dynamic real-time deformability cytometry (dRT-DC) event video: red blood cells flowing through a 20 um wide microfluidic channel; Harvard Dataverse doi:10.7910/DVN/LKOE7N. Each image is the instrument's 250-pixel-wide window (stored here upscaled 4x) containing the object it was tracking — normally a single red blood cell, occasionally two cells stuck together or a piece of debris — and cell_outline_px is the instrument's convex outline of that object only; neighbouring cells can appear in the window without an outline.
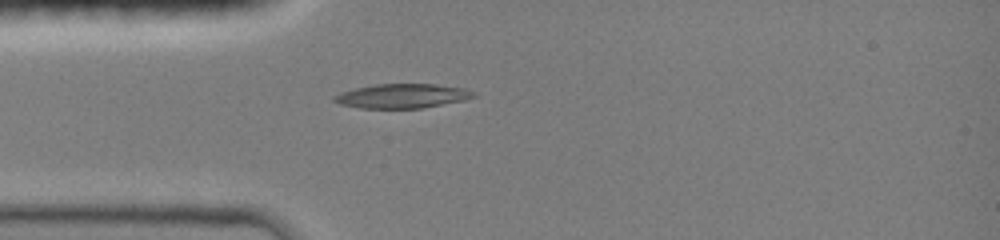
{"species": "common noctule bat (a hibernating species)", "species_latin": "Nyctalus noctula", "temperature_condition": "room temperature", "stored_images_in_passage": 5, "camera_frame_rate_fps": 3000, "um_per_image_px": 0.085, "animal": {"sex": "female", "body_mass_g": 19.0, "forearm_length_mm": 51.5}, "frame": {"image": 1, "passage_image": 5, "time_ms": 4.333, "image_size_px": [1000, 240], "cell_outline_px": [[476, 96], [464, 100], [420, 108], [360, 108], [340, 104], [332, 100], [332, 96], [340, 92], [356, 88], [376, 84], [436, 84], [464, 88], [476, 92]], "centroid_in_image_um": [34.17, 8.15], "position_along_channel_um": 50.8, "area_um2": 19.71}}